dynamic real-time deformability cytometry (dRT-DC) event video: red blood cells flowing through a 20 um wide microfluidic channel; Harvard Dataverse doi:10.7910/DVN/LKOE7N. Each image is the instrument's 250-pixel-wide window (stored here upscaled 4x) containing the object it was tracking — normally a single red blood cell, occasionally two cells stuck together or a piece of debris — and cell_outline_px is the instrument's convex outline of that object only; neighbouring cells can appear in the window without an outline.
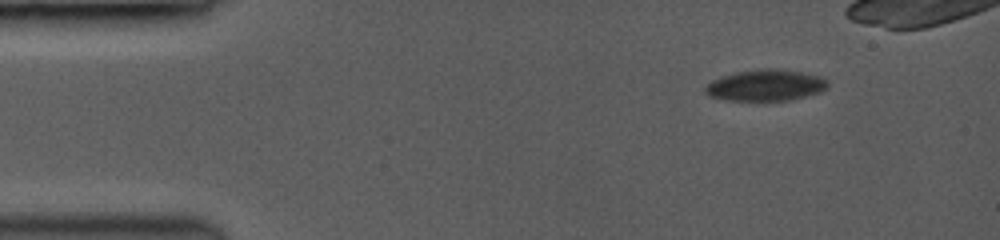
{"species": "common noctule bat (a hibernating species)", "species_latin": "Nyctalus noctula", "temperature_condition": "room temperature", "stored_images_in_passage": 26, "camera_frame_rate_fps": 3500, "um_per_image_px": 0.085, "animal": {"sex": "female", "body_mass_g": 19.0, "forearm_length_mm": 53.3}, "frame": {"image": 1, "passage_image": 1, "time_ms": 0.0, "image_size_px": [1000, 240], "cell_outline_px": [[828, 88], [820, 92], [808, 96], [788, 100], [724, 100], [708, 96], [704, 92], [704, 88], [712, 80], [724, 76], [740, 72], [800, 72], [820, 76], [828, 80]], "centroid_in_image_um": [65.09, 7.32], "position_along_channel_um": 19.9, "area_um2": 21.21}}
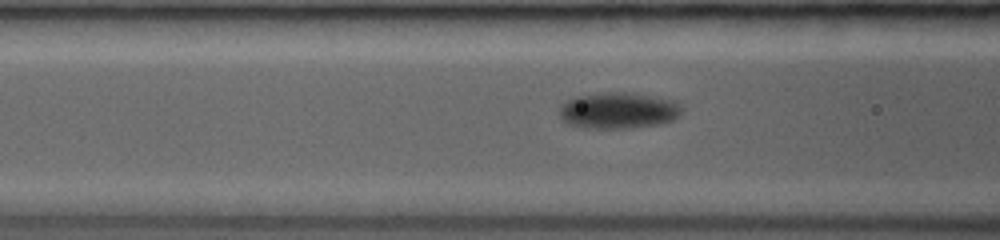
{"frame": {"image": 2, "passage_image": 11, "time_ms": 2.857, "image_size_px": [1000, 240], "cell_outline_px": [[680, 112], [672, 120], [660, 124], [624, 128], [584, 128], [568, 124], [560, 116], [560, 108], [568, 100], [580, 96], [640, 96], [660, 100], [676, 104]], "centroid_in_image_um": [52.44, 9.5], "position_along_channel_um": 114.2, "area_um2": 23.35}}
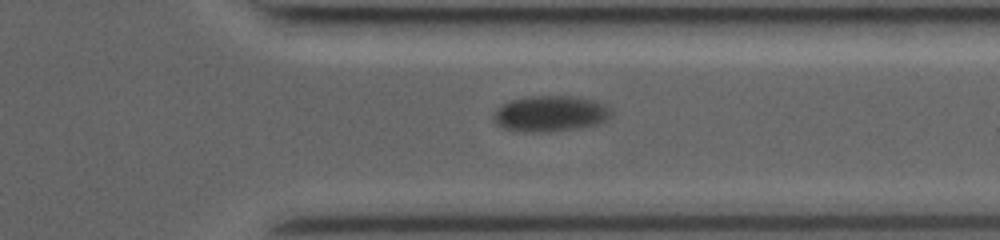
{"frame": {"image": 3, "passage_image": 24, "time_ms": 6.571, "image_size_px": [1000, 240], "cell_outline_px": [[612, 116], [608, 120], [596, 124], [580, 128], [548, 132], [512, 132], [496, 124], [492, 120], [492, 116], [500, 104], [524, 96], [572, 96], [592, 100], [604, 104], [612, 112]], "centroid_in_image_um": [46.73, 9.67], "position_along_channel_um": 364.7, "area_um2": 25.03}}